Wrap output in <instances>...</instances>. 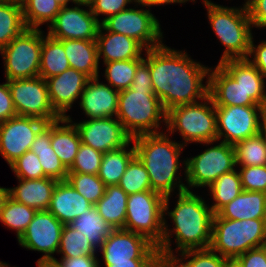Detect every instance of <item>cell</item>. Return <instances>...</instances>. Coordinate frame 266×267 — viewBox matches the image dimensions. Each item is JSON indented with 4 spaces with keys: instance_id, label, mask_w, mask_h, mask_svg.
<instances>
[{
    "instance_id": "db71d44e",
    "label": "cell",
    "mask_w": 266,
    "mask_h": 267,
    "mask_svg": "<svg viewBox=\"0 0 266 267\" xmlns=\"http://www.w3.org/2000/svg\"><path fill=\"white\" fill-rule=\"evenodd\" d=\"M12 96L8 87V82L0 84V122L16 116Z\"/></svg>"
},
{
    "instance_id": "44dd1931",
    "label": "cell",
    "mask_w": 266,
    "mask_h": 267,
    "mask_svg": "<svg viewBox=\"0 0 266 267\" xmlns=\"http://www.w3.org/2000/svg\"><path fill=\"white\" fill-rule=\"evenodd\" d=\"M208 84V95L215 107L259 106L219 63L210 68Z\"/></svg>"
},
{
    "instance_id": "d590c367",
    "label": "cell",
    "mask_w": 266,
    "mask_h": 267,
    "mask_svg": "<svg viewBox=\"0 0 266 267\" xmlns=\"http://www.w3.org/2000/svg\"><path fill=\"white\" fill-rule=\"evenodd\" d=\"M26 28L40 29L55 19L62 6L55 0H20Z\"/></svg>"
},
{
    "instance_id": "6f0895ef",
    "label": "cell",
    "mask_w": 266,
    "mask_h": 267,
    "mask_svg": "<svg viewBox=\"0 0 266 267\" xmlns=\"http://www.w3.org/2000/svg\"><path fill=\"white\" fill-rule=\"evenodd\" d=\"M192 1L193 3L196 2L194 0H135L140 6H145V8L152 7V6H162L168 5L172 3L176 4H185L186 2Z\"/></svg>"
},
{
    "instance_id": "ab89813d",
    "label": "cell",
    "mask_w": 266,
    "mask_h": 267,
    "mask_svg": "<svg viewBox=\"0 0 266 267\" xmlns=\"http://www.w3.org/2000/svg\"><path fill=\"white\" fill-rule=\"evenodd\" d=\"M143 59H131L122 61H111L103 63L105 66L104 78L108 85L117 91L130 88L138 64Z\"/></svg>"
},
{
    "instance_id": "ba28073f",
    "label": "cell",
    "mask_w": 266,
    "mask_h": 267,
    "mask_svg": "<svg viewBox=\"0 0 266 267\" xmlns=\"http://www.w3.org/2000/svg\"><path fill=\"white\" fill-rule=\"evenodd\" d=\"M216 142V145H213ZM208 145L203 152L186 159V189L207 188L221 175L236 169L233 145L222 141L202 142ZM209 145H213L209 148Z\"/></svg>"
},
{
    "instance_id": "681fc988",
    "label": "cell",
    "mask_w": 266,
    "mask_h": 267,
    "mask_svg": "<svg viewBox=\"0 0 266 267\" xmlns=\"http://www.w3.org/2000/svg\"><path fill=\"white\" fill-rule=\"evenodd\" d=\"M253 28L266 29V0H244Z\"/></svg>"
},
{
    "instance_id": "83f0119b",
    "label": "cell",
    "mask_w": 266,
    "mask_h": 267,
    "mask_svg": "<svg viewBox=\"0 0 266 267\" xmlns=\"http://www.w3.org/2000/svg\"><path fill=\"white\" fill-rule=\"evenodd\" d=\"M80 144L79 132L71 121L61 118L51 122V146L67 169L73 165Z\"/></svg>"
},
{
    "instance_id": "74e56055",
    "label": "cell",
    "mask_w": 266,
    "mask_h": 267,
    "mask_svg": "<svg viewBox=\"0 0 266 267\" xmlns=\"http://www.w3.org/2000/svg\"><path fill=\"white\" fill-rule=\"evenodd\" d=\"M36 212L35 209L16 202L13 198L9 197L0 213V222L9 230L16 231L18 241L28 228L29 223L33 220Z\"/></svg>"
},
{
    "instance_id": "52a82bcc",
    "label": "cell",
    "mask_w": 266,
    "mask_h": 267,
    "mask_svg": "<svg viewBox=\"0 0 266 267\" xmlns=\"http://www.w3.org/2000/svg\"><path fill=\"white\" fill-rule=\"evenodd\" d=\"M166 129L170 135L179 132L184 146L189 143L217 141L216 111L210 96L201 102L179 105L168 110Z\"/></svg>"
},
{
    "instance_id": "3957f363",
    "label": "cell",
    "mask_w": 266,
    "mask_h": 267,
    "mask_svg": "<svg viewBox=\"0 0 266 267\" xmlns=\"http://www.w3.org/2000/svg\"><path fill=\"white\" fill-rule=\"evenodd\" d=\"M169 136L166 131H162L132 138L136 155L149 174L151 190L164 197L172 195L176 189L178 193L187 191L179 174L180 167L184 165L186 178V159L179 160L185 146L171 140Z\"/></svg>"
},
{
    "instance_id": "836d02e7",
    "label": "cell",
    "mask_w": 266,
    "mask_h": 267,
    "mask_svg": "<svg viewBox=\"0 0 266 267\" xmlns=\"http://www.w3.org/2000/svg\"><path fill=\"white\" fill-rule=\"evenodd\" d=\"M69 225L81 232L97 250L103 245L112 230L100 216L95 205H92Z\"/></svg>"
},
{
    "instance_id": "8fae6325",
    "label": "cell",
    "mask_w": 266,
    "mask_h": 267,
    "mask_svg": "<svg viewBox=\"0 0 266 267\" xmlns=\"http://www.w3.org/2000/svg\"><path fill=\"white\" fill-rule=\"evenodd\" d=\"M135 6L109 16L101 25L109 32L135 39L146 50L162 45L164 37L158 18L151 13V9H144L145 6L138 9V3Z\"/></svg>"
},
{
    "instance_id": "e0dca14e",
    "label": "cell",
    "mask_w": 266,
    "mask_h": 267,
    "mask_svg": "<svg viewBox=\"0 0 266 267\" xmlns=\"http://www.w3.org/2000/svg\"><path fill=\"white\" fill-rule=\"evenodd\" d=\"M77 128L81 143L102 153L125 147L132 137L125 131L117 117L95 118L75 122L66 117Z\"/></svg>"
},
{
    "instance_id": "91938a15",
    "label": "cell",
    "mask_w": 266,
    "mask_h": 267,
    "mask_svg": "<svg viewBox=\"0 0 266 267\" xmlns=\"http://www.w3.org/2000/svg\"><path fill=\"white\" fill-rule=\"evenodd\" d=\"M224 267H243L237 258H227Z\"/></svg>"
},
{
    "instance_id": "5b68a950",
    "label": "cell",
    "mask_w": 266,
    "mask_h": 267,
    "mask_svg": "<svg viewBox=\"0 0 266 267\" xmlns=\"http://www.w3.org/2000/svg\"><path fill=\"white\" fill-rule=\"evenodd\" d=\"M266 245V219L229 220L213 216L210 248L220 256L237 258Z\"/></svg>"
},
{
    "instance_id": "7dc6e473",
    "label": "cell",
    "mask_w": 266,
    "mask_h": 267,
    "mask_svg": "<svg viewBox=\"0 0 266 267\" xmlns=\"http://www.w3.org/2000/svg\"><path fill=\"white\" fill-rule=\"evenodd\" d=\"M131 3L135 4L136 2L135 0H93L89 6L96 19L102 23L109 16L127 9V4ZM100 15H104L105 17L99 19Z\"/></svg>"
},
{
    "instance_id": "f907efd6",
    "label": "cell",
    "mask_w": 266,
    "mask_h": 267,
    "mask_svg": "<svg viewBox=\"0 0 266 267\" xmlns=\"http://www.w3.org/2000/svg\"><path fill=\"white\" fill-rule=\"evenodd\" d=\"M254 37L251 39L250 50L246 58L266 79V40L256 46Z\"/></svg>"
},
{
    "instance_id": "7a4b0ae2",
    "label": "cell",
    "mask_w": 266,
    "mask_h": 267,
    "mask_svg": "<svg viewBox=\"0 0 266 267\" xmlns=\"http://www.w3.org/2000/svg\"><path fill=\"white\" fill-rule=\"evenodd\" d=\"M178 199L173 210H169L170 196L164 198V229L158 252L174 255L190 249L210 248L214 213L205 199L193 191L177 193ZM169 210V211H168ZM166 216L174 227L169 229ZM174 235V236H172ZM171 237H175L176 251L172 249Z\"/></svg>"
},
{
    "instance_id": "277c9868",
    "label": "cell",
    "mask_w": 266,
    "mask_h": 267,
    "mask_svg": "<svg viewBox=\"0 0 266 267\" xmlns=\"http://www.w3.org/2000/svg\"><path fill=\"white\" fill-rule=\"evenodd\" d=\"M211 28L225 47L218 63L227 59H246L253 37V25L245 3L241 7H228L202 0Z\"/></svg>"
},
{
    "instance_id": "11a10c76",
    "label": "cell",
    "mask_w": 266,
    "mask_h": 267,
    "mask_svg": "<svg viewBox=\"0 0 266 267\" xmlns=\"http://www.w3.org/2000/svg\"><path fill=\"white\" fill-rule=\"evenodd\" d=\"M104 267H155L156 259H131V262H104Z\"/></svg>"
},
{
    "instance_id": "7bdbcfd3",
    "label": "cell",
    "mask_w": 266,
    "mask_h": 267,
    "mask_svg": "<svg viewBox=\"0 0 266 267\" xmlns=\"http://www.w3.org/2000/svg\"><path fill=\"white\" fill-rule=\"evenodd\" d=\"M174 256L185 267H224L227 259L226 257L220 256L211 248L190 249L182 251L180 254L177 253V255L174 254Z\"/></svg>"
},
{
    "instance_id": "2e32d148",
    "label": "cell",
    "mask_w": 266,
    "mask_h": 267,
    "mask_svg": "<svg viewBox=\"0 0 266 267\" xmlns=\"http://www.w3.org/2000/svg\"><path fill=\"white\" fill-rule=\"evenodd\" d=\"M75 5L62 7L49 24L46 34L58 40H96L101 23L91 12L89 5Z\"/></svg>"
},
{
    "instance_id": "484cf974",
    "label": "cell",
    "mask_w": 266,
    "mask_h": 267,
    "mask_svg": "<svg viewBox=\"0 0 266 267\" xmlns=\"http://www.w3.org/2000/svg\"><path fill=\"white\" fill-rule=\"evenodd\" d=\"M216 215L229 220L266 219V193L243 190Z\"/></svg>"
},
{
    "instance_id": "f5cc1de1",
    "label": "cell",
    "mask_w": 266,
    "mask_h": 267,
    "mask_svg": "<svg viewBox=\"0 0 266 267\" xmlns=\"http://www.w3.org/2000/svg\"><path fill=\"white\" fill-rule=\"evenodd\" d=\"M243 267H266V245L250 249L237 257Z\"/></svg>"
},
{
    "instance_id": "603a6c76",
    "label": "cell",
    "mask_w": 266,
    "mask_h": 267,
    "mask_svg": "<svg viewBox=\"0 0 266 267\" xmlns=\"http://www.w3.org/2000/svg\"><path fill=\"white\" fill-rule=\"evenodd\" d=\"M92 205L67 180H62L57 181L48 211L64 225H69Z\"/></svg>"
},
{
    "instance_id": "7402d4cb",
    "label": "cell",
    "mask_w": 266,
    "mask_h": 267,
    "mask_svg": "<svg viewBox=\"0 0 266 267\" xmlns=\"http://www.w3.org/2000/svg\"><path fill=\"white\" fill-rule=\"evenodd\" d=\"M98 47V60L100 63L122 61L131 59H144L146 50L138 41L123 34L107 31L100 25L96 38Z\"/></svg>"
},
{
    "instance_id": "60d3db41",
    "label": "cell",
    "mask_w": 266,
    "mask_h": 267,
    "mask_svg": "<svg viewBox=\"0 0 266 267\" xmlns=\"http://www.w3.org/2000/svg\"><path fill=\"white\" fill-rule=\"evenodd\" d=\"M118 185L127 195L151 190L149 174L137 155L129 162Z\"/></svg>"
},
{
    "instance_id": "f546056e",
    "label": "cell",
    "mask_w": 266,
    "mask_h": 267,
    "mask_svg": "<svg viewBox=\"0 0 266 267\" xmlns=\"http://www.w3.org/2000/svg\"><path fill=\"white\" fill-rule=\"evenodd\" d=\"M127 199V193L119 185H109L103 197L95 204L100 216L112 229L124 228Z\"/></svg>"
},
{
    "instance_id": "d4e9b609",
    "label": "cell",
    "mask_w": 266,
    "mask_h": 267,
    "mask_svg": "<svg viewBox=\"0 0 266 267\" xmlns=\"http://www.w3.org/2000/svg\"><path fill=\"white\" fill-rule=\"evenodd\" d=\"M18 185L10 189V197L36 211H47L57 184L52 178L21 179Z\"/></svg>"
},
{
    "instance_id": "4316f807",
    "label": "cell",
    "mask_w": 266,
    "mask_h": 267,
    "mask_svg": "<svg viewBox=\"0 0 266 267\" xmlns=\"http://www.w3.org/2000/svg\"><path fill=\"white\" fill-rule=\"evenodd\" d=\"M70 67L84 73L90 79L99 77L98 47L96 40H60Z\"/></svg>"
},
{
    "instance_id": "ffe728a7",
    "label": "cell",
    "mask_w": 266,
    "mask_h": 267,
    "mask_svg": "<svg viewBox=\"0 0 266 267\" xmlns=\"http://www.w3.org/2000/svg\"><path fill=\"white\" fill-rule=\"evenodd\" d=\"M100 76L91 78L80 96V108L88 119L116 117L119 91L99 82Z\"/></svg>"
},
{
    "instance_id": "03108f58",
    "label": "cell",
    "mask_w": 266,
    "mask_h": 267,
    "mask_svg": "<svg viewBox=\"0 0 266 267\" xmlns=\"http://www.w3.org/2000/svg\"><path fill=\"white\" fill-rule=\"evenodd\" d=\"M4 267H11L8 263H6V265ZM15 267V266H14Z\"/></svg>"
},
{
    "instance_id": "ee69618b",
    "label": "cell",
    "mask_w": 266,
    "mask_h": 267,
    "mask_svg": "<svg viewBox=\"0 0 266 267\" xmlns=\"http://www.w3.org/2000/svg\"><path fill=\"white\" fill-rule=\"evenodd\" d=\"M103 153L87 146L80 144L78 153L73 165L68 169L69 172L95 174L98 175L102 162Z\"/></svg>"
},
{
    "instance_id": "1f68e13d",
    "label": "cell",
    "mask_w": 266,
    "mask_h": 267,
    "mask_svg": "<svg viewBox=\"0 0 266 267\" xmlns=\"http://www.w3.org/2000/svg\"><path fill=\"white\" fill-rule=\"evenodd\" d=\"M131 144L132 140L125 147L103 153L98 177L105 186L118 185L129 162L136 155L134 144Z\"/></svg>"
},
{
    "instance_id": "be15d7a7",
    "label": "cell",
    "mask_w": 266,
    "mask_h": 267,
    "mask_svg": "<svg viewBox=\"0 0 266 267\" xmlns=\"http://www.w3.org/2000/svg\"><path fill=\"white\" fill-rule=\"evenodd\" d=\"M55 1H57L62 7L68 6L70 2L73 3V0H55Z\"/></svg>"
},
{
    "instance_id": "7c38bea8",
    "label": "cell",
    "mask_w": 266,
    "mask_h": 267,
    "mask_svg": "<svg viewBox=\"0 0 266 267\" xmlns=\"http://www.w3.org/2000/svg\"><path fill=\"white\" fill-rule=\"evenodd\" d=\"M17 115L55 122L61 117L54 111L46 80L40 76L7 81Z\"/></svg>"
},
{
    "instance_id": "bcb514c9",
    "label": "cell",
    "mask_w": 266,
    "mask_h": 267,
    "mask_svg": "<svg viewBox=\"0 0 266 267\" xmlns=\"http://www.w3.org/2000/svg\"><path fill=\"white\" fill-rule=\"evenodd\" d=\"M239 168L243 190L266 193V165L240 166Z\"/></svg>"
},
{
    "instance_id": "c3c4849f",
    "label": "cell",
    "mask_w": 266,
    "mask_h": 267,
    "mask_svg": "<svg viewBox=\"0 0 266 267\" xmlns=\"http://www.w3.org/2000/svg\"><path fill=\"white\" fill-rule=\"evenodd\" d=\"M130 88L134 91L141 90L146 91L147 94H154L149 66L144 59L137 66Z\"/></svg>"
},
{
    "instance_id": "d6a6232c",
    "label": "cell",
    "mask_w": 266,
    "mask_h": 267,
    "mask_svg": "<svg viewBox=\"0 0 266 267\" xmlns=\"http://www.w3.org/2000/svg\"><path fill=\"white\" fill-rule=\"evenodd\" d=\"M26 29L20 0H0V50Z\"/></svg>"
},
{
    "instance_id": "8d00e7d4",
    "label": "cell",
    "mask_w": 266,
    "mask_h": 267,
    "mask_svg": "<svg viewBox=\"0 0 266 267\" xmlns=\"http://www.w3.org/2000/svg\"><path fill=\"white\" fill-rule=\"evenodd\" d=\"M236 165H266V136L263 131L234 145Z\"/></svg>"
},
{
    "instance_id": "9a60e30c",
    "label": "cell",
    "mask_w": 266,
    "mask_h": 267,
    "mask_svg": "<svg viewBox=\"0 0 266 267\" xmlns=\"http://www.w3.org/2000/svg\"><path fill=\"white\" fill-rule=\"evenodd\" d=\"M46 124L42 119L21 115L0 122V154L9 166L30 150L36 135Z\"/></svg>"
},
{
    "instance_id": "cb8c5ba5",
    "label": "cell",
    "mask_w": 266,
    "mask_h": 267,
    "mask_svg": "<svg viewBox=\"0 0 266 267\" xmlns=\"http://www.w3.org/2000/svg\"><path fill=\"white\" fill-rule=\"evenodd\" d=\"M257 105L266 108V82L247 59H227L219 63Z\"/></svg>"
},
{
    "instance_id": "30bf717a",
    "label": "cell",
    "mask_w": 266,
    "mask_h": 267,
    "mask_svg": "<svg viewBox=\"0 0 266 267\" xmlns=\"http://www.w3.org/2000/svg\"><path fill=\"white\" fill-rule=\"evenodd\" d=\"M42 30L26 28L0 50L7 81L39 76Z\"/></svg>"
},
{
    "instance_id": "9f6ffc18",
    "label": "cell",
    "mask_w": 266,
    "mask_h": 267,
    "mask_svg": "<svg viewBox=\"0 0 266 267\" xmlns=\"http://www.w3.org/2000/svg\"><path fill=\"white\" fill-rule=\"evenodd\" d=\"M155 267H185L174 255L158 253Z\"/></svg>"
},
{
    "instance_id": "e575fe53",
    "label": "cell",
    "mask_w": 266,
    "mask_h": 267,
    "mask_svg": "<svg viewBox=\"0 0 266 267\" xmlns=\"http://www.w3.org/2000/svg\"><path fill=\"white\" fill-rule=\"evenodd\" d=\"M208 190L214 201L210 208L216 214L243 191L239 171L234 169L221 175L208 187Z\"/></svg>"
},
{
    "instance_id": "9c48e42d",
    "label": "cell",
    "mask_w": 266,
    "mask_h": 267,
    "mask_svg": "<svg viewBox=\"0 0 266 267\" xmlns=\"http://www.w3.org/2000/svg\"><path fill=\"white\" fill-rule=\"evenodd\" d=\"M164 198L153 190L128 195L123 229L143 235L158 246L164 229Z\"/></svg>"
},
{
    "instance_id": "6125c7cd",
    "label": "cell",
    "mask_w": 266,
    "mask_h": 267,
    "mask_svg": "<svg viewBox=\"0 0 266 267\" xmlns=\"http://www.w3.org/2000/svg\"><path fill=\"white\" fill-rule=\"evenodd\" d=\"M93 0H73L74 5L75 4H85L90 5Z\"/></svg>"
},
{
    "instance_id": "f35d334b",
    "label": "cell",
    "mask_w": 266,
    "mask_h": 267,
    "mask_svg": "<svg viewBox=\"0 0 266 267\" xmlns=\"http://www.w3.org/2000/svg\"><path fill=\"white\" fill-rule=\"evenodd\" d=\"M95 246L84 235L70 225H64L58 254L61 258L98 255Z\"/></svg>"
},
{
    "instance_id": "e7e4bbea",
    "label": "cell",
    "mask_w": 266,
    "mask_h": 267,
    "mask_svg": "<svg viewBox=\"0 0 266 267\" xmlns=\"http://www.w3.org/2000/svg\"><path fill=\"white\" fill-rule=\"evenodd\" d=\"M37 267H56L52 263L37 262Z\"/></svg>"
},
{
    "instance_id": "f1b7e54d",
    "label": "cell",
    "mask_w": 266,
    "mask_h": 267,
    "mask_svg": "<svg viewBox=\"0 0 266 267\" xmlns=\"http://www.w3.org/2000/svg\"><path fill=\"white\" fill-rule=\"evenodd\" d=\"M30 150L38 156L45 177L62 181L67 179L68 169L51 146V123H47L36 135Z\"/></svg>"
},
{
    "instance_id": "5bb4252c",
    "label": "cell",
    "mask_w": 266,
    "mask_h": 267,
    "mask_svg": "<svg viewBox=\"0 0 266 267\" xmlns=\"http://www.w3.org/2000/svg\"><path fill=\"white\" fill-rule=\"evenodd\" d=\"M64 224L51 212L37 211L24 234L19 238L20 246L43 253L37 262L50 263L58 253Z\"/></svg>"
},
{
    "instance_id": "b9f144b4",
    "label": "cell",
    "mask_w": 266,
    "mask_h": 267,
    "mask_svg": "<svg viewBox=\"0 0 266 267\" xmlns=\"http://www.w3.org/2000/svg\"><path fill=\"white\" fill-rule=\"evenodd\" d=\"M66 180L93 205L104 195L106 186L98 175L69 172Z\"/></svg>"
},
{
    "instance_id": "f6af8a7d",
    "label": "cell",
    "mask_w": 266,
    "mask_h": 267,
    "mask_svg": "<svg viewBox=\"0 0 266 267\" xmlns=\"http://www.w3.org/2000/svg\"><path fill=\"white\" fill-rule=\"evenodd\" d=\"M16 175L21 179H40L45 178V173L38 159V156L31 150L25 152L21 157L9 166Z\"/></svg>"
},
{
    "instance_id": "ac0fdd59",
    "label": "cell",
    "mask_w": 266,
    "mask_h": 267,
    "mask_svg": "<svg viewBox=\"0 0 266 267\" xmlns=\"http://www.w3.org/2000/svg\"><path fill=\"white\" fill-rule=\"evenodd\" d=\"M102 262H131V259H156L158 247L145 236L125 229H112L98 249Z\"/></svg>"
},
{
    "instance_id": "94428289",
    "label": "cell",
    "mask_w": 266,
    "mask_h": 267,
    "mask_svg": "<svg viewBox=\"0 0 266 267\" xmlns=\"http://www.w3.org/2000/svg\"><path fill=\"white\" fill-rule=\"evenodd\" d=\"M262 131L264 132L266 136V108L264 109V112H263Z\"/></svg>"
},
{
    "instance_id": "8992f818",
    "label": "cell",
    "mask_w": 266,
    "mask_h": 267,
    "mask_svg": "<svg viewBox=\"0 0 266 267\" xmlns=\"http://www.w3.org/2000/svg\"><path fill=\"white\" fill-rule=\"evenodd\" d=\"M167 112L155 94L134 91L131 88L119 91L117 119L133 138L142 134L160 133L161 123L166 128Z\"/></svg>"
},
{
    "instance_id": "6da1fadb",
    "label": "cell",
    "mask_w": 266,
    "mask_h": 267,
    "mask_svg": "<svg viewBox=\"0 0 266 267\" xmlns=\"http://www.w3.org/2000/svg\"><path fill=\"white\" fill-rule=\"evenodd\" d=\"M144 52L154 94L160 99L166 112L173 107L195 103L208 96L211 67L191 59L185 50H175L164 43Z\"/></svg>"
},
{
    "instance_id": "816d5d0a",
    "label": "cell",
    "mask_w": 266,
    "mask_h": 267,
    "mask_svg": "<svg viewBox=\"0 0 266 267\" xmlns=\"http://www.w3.org/2000/svg\"><path fill=\"white\" fill-rule=\"evenodd\" d=\"M54 258L50 263L56 267H101L97 255H85L74 258ZM101 264V265H100Z\"/></svg>"
},
{
    "instance_id": "680465c9",
    "label": "cell",
    "mask_w": 266,
    "mask_h": 267,
    "mask_svg": "<svg viewBox=\"0 0 266 267\" xmlns=\"http://www.w3.org/2000/svg\"><path fill=\"white\" fill-rule=\"evenodd\" d=\"M9 197H10V189L0 186V213L5 207V204L7 200L9 199Z\"/></svg>"
},
{
    "instance_id": "4dcf8cb0",
    "label": "cell",
    "mask_w": 266,
    "mask_h": 267,
    "mask_svg": "<svg viewBox=\"0 0 266 267\" xmlns=\"http://www.w3.org/2000/svg\"><path fill=\"white\" fill-rule=\"evenodd\" d=\"M42 31L39 76L43 79L59 75L70 68L63 43Z\"/></svg>"
},
{
    "instance_id": "d6986e66",
    "label": "cell",
    "mask_w": 266,
    "mask_h": 267,
    "mask_svg": "<svg viewBox=\"0 0 266 267\" xmlns=\"http://www.w3.org/2000/svg\"><path fill=\"white\" fill-rule=\"evenodd\" d=\"M89 79L87 75L71 67L59 75L45 79L50 103L61 118L68 116L66 113L80 99Z\"/></svg>"
},
{
    "instance_id": "4fadbf2b",
    "label": "cell",
    "mask_w": 266,
    "mask_h": 267,
    "mask_svg": "<svg viewBox=\"0 0 266 267\" xmlns=\"http://www.w3.org/2000/svg\"><path fill=\"white\" fill-rule=\"evenodd\" d=\"M215 111L217 141L234 146L262 131V106L215 107Z\"/></svg>"
}]
</instances>
